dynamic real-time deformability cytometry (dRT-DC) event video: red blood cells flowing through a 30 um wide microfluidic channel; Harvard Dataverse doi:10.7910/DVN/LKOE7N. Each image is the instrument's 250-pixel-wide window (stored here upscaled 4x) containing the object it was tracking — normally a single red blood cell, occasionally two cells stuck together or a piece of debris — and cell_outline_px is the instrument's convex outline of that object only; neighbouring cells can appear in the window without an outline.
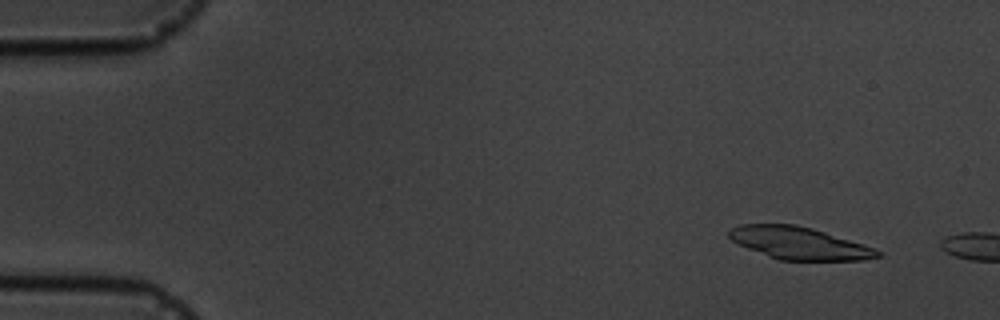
{"species": "common noctule bat (a hibernating species)", "species_latin": "Nyctalus noctula", "temperature_condition": "cold", "stored_images_in_passage": 4, "camera_frame_rate_fps": 3000, "um_per_image_px": 0.085, "animal": {"sex": "male", "body_mass_g": 19.5, "forearm_length_mm": 54.6}, "frame": {"image": 1, "passage_image": 2, "time_ms": 1.333, "image_size_px": [1000, 320], "cell_outline_px": [[880, 256], [864, 260], [780, 260], [748, 248], [732, 240], [728, 236], [728, 232], [732, 228], [740, 224], [796, 224], [812, 228], [864, 244], [880, 252]], "centroid_in_image_um": [67.92, 20.66], "position_along_channel_um": 17.1, "area_um2": 27.63}}